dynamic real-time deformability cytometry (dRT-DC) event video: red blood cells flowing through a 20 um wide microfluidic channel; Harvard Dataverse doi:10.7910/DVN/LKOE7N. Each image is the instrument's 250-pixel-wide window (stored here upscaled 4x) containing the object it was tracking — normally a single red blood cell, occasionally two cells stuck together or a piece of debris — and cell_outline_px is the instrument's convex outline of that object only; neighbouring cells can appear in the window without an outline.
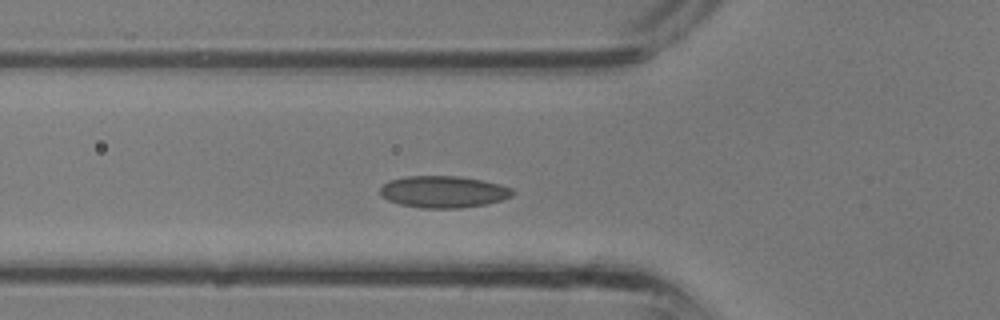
{"species": "common noctule bat (a hibernating species)", "species_latin": "Nyctalus noctula", "temperature_condition": "room temperature", "stored_images_in_passage": 26, "camera_frame_rate_fps": 3000, "um_per_image_px": 0.085, "animal": {"sex": "male", "body_mass_g": 13.3}, "frame": {"image": 1, "passage_image": 2, "time_ms": 0.333, "image_size_px": [1000, 320], "cell_outline_px": [[512, 196], [500, 200], [484, 204], [460, 208], [420, 208], [400, 204], [388, 200], [380, 196], [380, 188], [388, 180], [408, 176], [456, 176], [484, 180], [500, 184], [512, 188]], "centroid_in_image_um": [37.66, 16.3], "position_along_channel_um": 88.1, "area_um2": 24.51}}
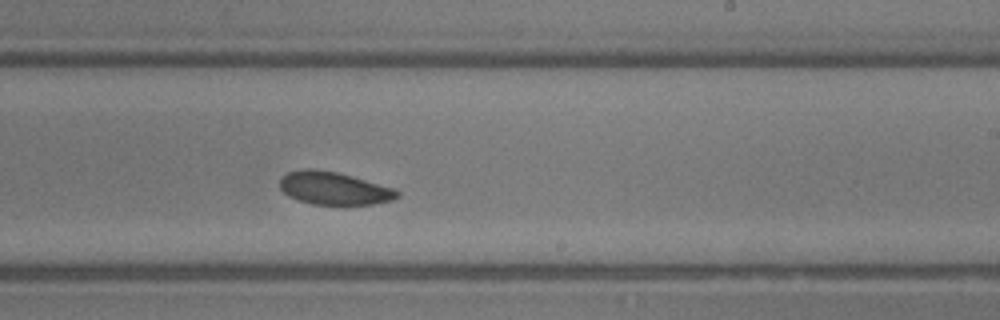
{"frame": {"image": 2, "passage_image": 11, "time_ms": 3.333, "image_size_px": [1000, 320], "cell_outline_px": [[400, 196], [392, 200], [372, 204], [344, 208], [312, 204], [288, 196], [280, 188], [280, 180], [288, 172], [300, 168], [312, 168], [336, 172], [352, 176], [396, 188], [400, 192]], "centroid_in_image_um": [28.43, 16.05], "position_along_channel_um": 260.6, "area_um2": 23.29}}
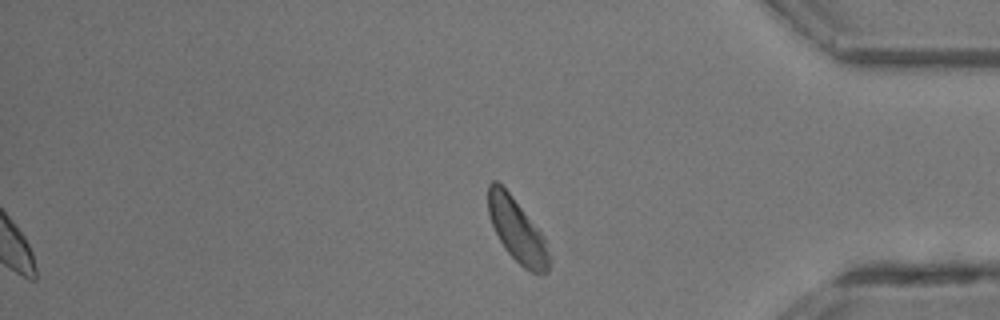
{"frame": {"image": 3, "passage_image": 26, "time_ms": 8.333, "image_size_px": [1000, 320], "cell_outline_px": [[552, 260], [548, 272], [532, 272], [524, 268], [504, 248], [492, 224], [488, 212], [488, 184], [492, 180], [496, 180], [512, 196], [544, 236]], "centroid_in_image_um": [43.97, 19.59], "position_along_channel_um": 391.2, "area_um2": 22.31}}